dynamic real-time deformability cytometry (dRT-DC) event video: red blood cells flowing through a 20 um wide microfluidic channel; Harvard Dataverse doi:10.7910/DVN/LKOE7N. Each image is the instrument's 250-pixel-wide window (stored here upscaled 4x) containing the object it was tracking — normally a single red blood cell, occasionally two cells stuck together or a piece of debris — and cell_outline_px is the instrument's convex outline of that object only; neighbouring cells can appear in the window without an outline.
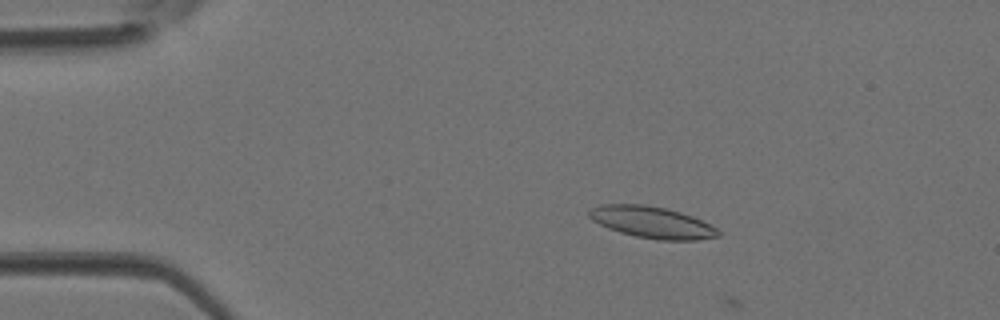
{"species": "Egyptian fruit bat (a non-hibernating species)", "species_latin": "Rousettus aegyptiacus", "temperature_condition": "room temperature", "stored_images_in_passage": 3, "camera_frame_rate_fps": 3000, "um_per_image_px": 0.085, "animal": {"sex": "female"}, "frame": {"image": 1, "passage_image": 2, "time_ms": 0.333, "image_size_px": [1000, 320], "cell_outline_px": [[720, 236], [696, 240], [656, 240], [636, 236], [620, 232], [608, 228], [592, 220], [588, 216], [588, 212], [592, 208], [600, 204], [644, 204], [664, 208], [680, 212], [692, 216], [716, 228], [720, 232]], "centroid_in_image_um": [55.4, 18.89], "position_along_channel_um": 29.6, "area_um2": 23.64}}